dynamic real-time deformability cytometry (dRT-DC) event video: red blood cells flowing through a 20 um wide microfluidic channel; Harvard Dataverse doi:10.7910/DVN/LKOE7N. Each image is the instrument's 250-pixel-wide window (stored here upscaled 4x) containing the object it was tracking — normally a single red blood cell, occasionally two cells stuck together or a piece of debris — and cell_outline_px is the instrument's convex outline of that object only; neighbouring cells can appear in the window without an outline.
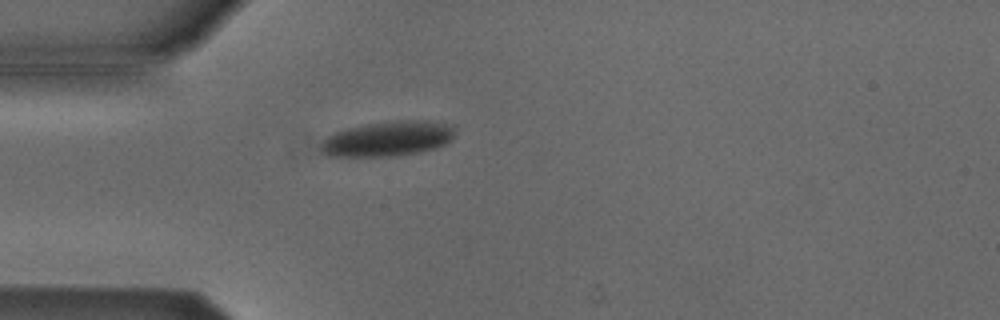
{"species": "Egyptian fruit bat (a non-hibernating species)", "species_latin": "Rousettus aegyptiacus", "temperature_condition": "cold", "stored_images_in_passage": 36, "camera_frame_rate_fps": 3000, "um_per_image_px": 0.085, "animal": {"sex": "male"}, "frame": {"image": 1, "passage_image": 2, "time_ms": 0.333, "image_size_px": [1000, 320], "cell_outline_px": [[456, 128], [452, 140], [436, 148], [420, 152], [396, 156], [324, 156], [320, 152], [320, 144], [328, 136], [336, 132], [348, 128], [388, 120], [428, 120], [452, 124]], "centroid_in_image_um": [33.0, 11.78], "position_along_channel_um": 52.0, "area_um2": 27.74}}
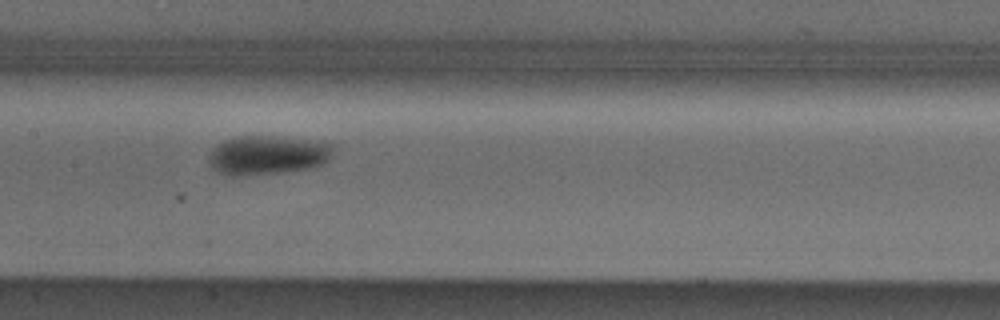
{"frame": {"image": 2, "passage_image": 13, "time_ms": 4.0, "image_size_px": [1000, 320], "cell_outline_px": [[336, 144], [328, 160], [320, 164], [308, 168], [280, 172], [240, 176], [232, 176], [216, 172], [208, 164], [208, 156], [212, 148], [224, 140], [236, 136], [272, 136], [324, 140]], "centroid_in_image_um": [22.74, 13.16], "position_along_channel_um": 184.7, "area_um2": 28.84}}
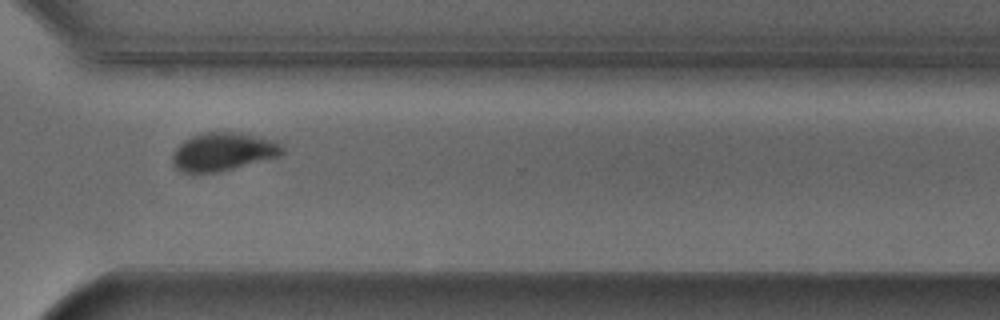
{"frame": {"image": 3, "passage_image": 26, "time_ms": 8.333, "image_size_px": [1000, 320], "cell_outline_px": [[284, 152], [280, 156], [216, 172], [180, 172], [172, 164], [172, 156], [176, 148], [184, 140], [192, 136], [204, 132], [232, 132], [280, 140], [284, 144]], "centroid_in_image_um": [19.0, 12.88], "position_along_channel_um": 351.6, "area_um2": 24.45}, "authors_computed_cell_mechanics": {"area_um2": 26.877, "velocity_mm_per_s": 3.8571, "shape_relaxation_time_tau1_ms": 2.4753, "shape_relaxation_time_tau2_ms": null, "deformation_change_tau1": 0.0943, "deformation_change_tau2": null}}